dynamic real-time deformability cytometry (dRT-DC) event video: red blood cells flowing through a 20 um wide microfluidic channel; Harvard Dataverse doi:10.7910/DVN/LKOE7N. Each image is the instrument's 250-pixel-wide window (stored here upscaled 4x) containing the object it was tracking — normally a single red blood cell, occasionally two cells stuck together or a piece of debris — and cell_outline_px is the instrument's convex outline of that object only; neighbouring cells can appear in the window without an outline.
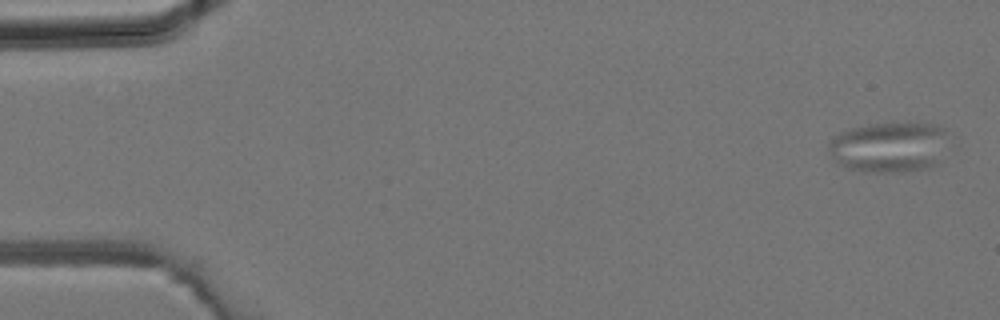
{"species": "common noctule bat (a hibernating species)", "species_latin": "Nyctalus noctula", "temperature_condition": "room temperature", "stored_images_in_passage": 43, "camera_frame_rate_fps": 3000, "um_per_image_px": 0.085, "animal": {"sex": "male", "body_mass_g": 19.2, "forearm_length_mm": 51.8}, "frame": {"image": 1, "passage_image": 1, "time_ms": 0.0, "image_size_px": [1000, 320], "cell_outline_px": [[944, 136], [936, 164], [924, 168], [908, 172], [864, 172], [848, 168], [840, 164], [832, 156], [828, 148], [828, 140], [832, 136], [840, 132], [852, 128], [868, 124], [892, 120], [932, 124], [944, 128]], "centroid_in_image_um": [75.48, 12.46], "position_along_channel_um": 9.5, "area_um2": 35.37}}
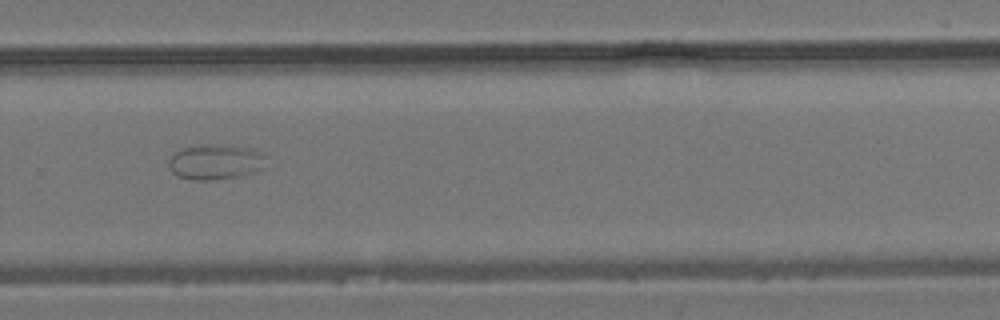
{"frame": {"image": 2, "passage_image": 29, "time_ms": 9.333, "image_size_px": [1000, 320], "cell_outline_px": [[268, 156], [264, 168], [240, 176], [208, 180], [192, 180], [180, 176], [172, 172], [168, 164], [168, 160], [180, 148], [204, 144], [224, 144], [248, 148], [264, 152]], "centroid_in_image_um": [18.35, 13.74], "position_along_channel_um": 311.4, "area_um2": 20.23}}
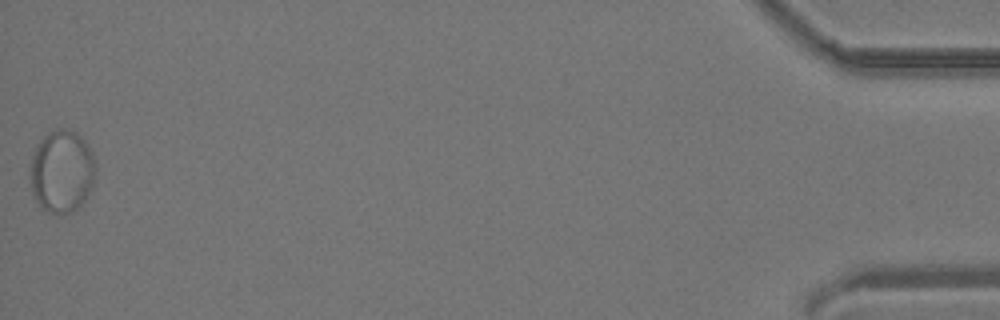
{"frame": {"image": 3, "passage_image": 43, "time_ms": 14.0, "image_size_px": [1000, 320], "cell_outline_px": [[96, 172], [92, 184], [84, 200], [76, 208], [68, 212], [52, 212], [40, 208], [32, 192], [32, 156], [40, 140], [44, 136], [60, 128], [72, 128], [84, 140], [92, 152], [96, 168]], "centroid_in_image_um": [5.28, 14.53], "position_along_channel_um": 429.9, "area_um2": 30.87}}